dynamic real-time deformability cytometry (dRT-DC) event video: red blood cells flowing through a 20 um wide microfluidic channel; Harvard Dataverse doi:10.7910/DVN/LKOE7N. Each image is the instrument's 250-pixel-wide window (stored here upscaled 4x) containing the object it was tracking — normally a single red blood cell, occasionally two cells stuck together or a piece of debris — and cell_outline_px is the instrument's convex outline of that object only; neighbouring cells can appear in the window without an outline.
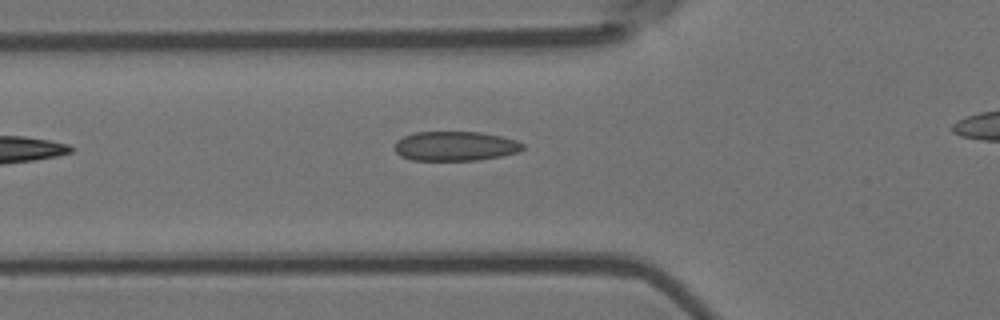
{"species": "Egyptian fruit bat (a non-hibernating species)", "species_latin": "Rousettus aegyptiacus", "temperature_condition": "room temperature", "stored_images_in_passage": 5, "segment_of_instrument_passage": [1, 2], "camera_frame_rate_fps": 3000, "um_per_image_px": 0.085, "animal": {"sex": "female"}, "frame": {"image": 1, "passage_image": 4, "time_ms": 1.0, "image_size_px": [1000, 320], "cell_outline_px": [[524, 148], [516, 152], [500, 156], [476, 160], [412, 160], [400, 156], [396, 152], [396, 140], [404, 136], [416, 132], [480, 132], [500, 136], [516, 140], [524, 144]], "centroid_in_image_um": [38.68, 12.41], "position_along_channel_um": 87.1, "area_um2": 21.85}}